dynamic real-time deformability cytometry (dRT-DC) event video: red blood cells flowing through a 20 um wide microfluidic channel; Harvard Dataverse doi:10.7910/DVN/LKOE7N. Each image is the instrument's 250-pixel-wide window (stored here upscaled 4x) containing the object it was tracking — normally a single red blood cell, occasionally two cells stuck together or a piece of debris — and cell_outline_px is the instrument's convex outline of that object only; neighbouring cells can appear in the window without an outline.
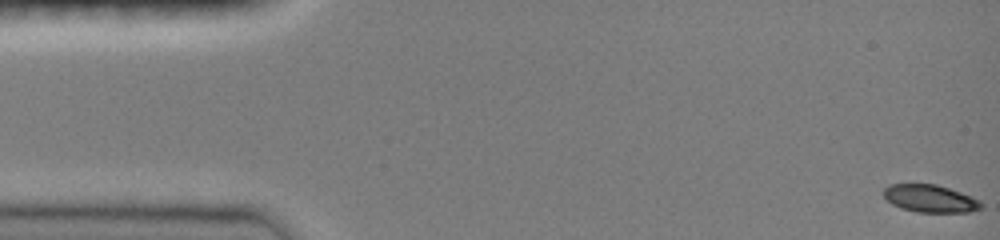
{"species": "common noctule bat (a hibernating species)", "species_latin": "Nyctalus noctula", "temperature_condition": "room temperature", "stored_images_in_passage": 49, "camera_frame_rate_fps": 3000, "um_per_image_px": 0.085, "animal": {"sex": "female", "body_mass_g": 19.0, "forearm_length_mm": 51.5}, "frame": {"image": 1, "passage_image": 1, "time_ms": 0.0, "image_size_px": [1000, 240], "cell_outline_px": [[980, 208], [968, 212], [916, 212], [900, 208], [892, 204], [884, 196], [884, 188], [892, 184], [936, 184], [960, 192], [976, 200], [980, 204]], "centroid_in_image_um": [78.99, 16.88], "position_along_channel_um": 6.0, "area_um2": 15.26}}
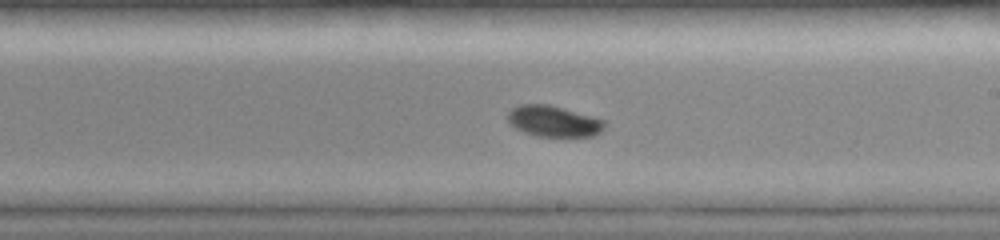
{"frame": {"image": 2, "passage_image": 28, "time_ms": 9.0, "image_size_px": [1000, 240], "cell_outline_px": [[604, 128], [600, 132], [592, 136], [536, 136], [524, 132], [516, 128], [508, 120], [508, 112], [512, 108], [520, 104], [548, 104], [604, 120]], "centroid_in_image_um": [47.03, 10.3], "position_along_channel_um": 242.0, "area_um2": 17.17}}
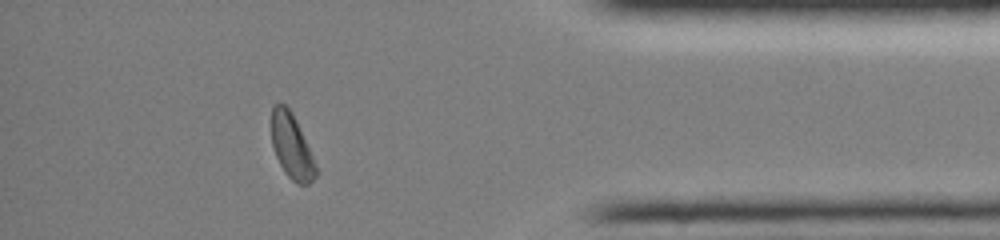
{"frame": {"image": 3, "passage_image": 42, "time_ms": 13.667, "image_size_px": [1000, 240], "cell_outline_px": [[316, 176], [308, 184], [296, 184], [284, 172], [276, 156], [272, 144], [272, 108], [276, 104], [284, 104], [292, 112], [296, 120], [312, 156], [316, 168]], "centroid_in_image_um": [24.78, 12.45], "position_along_channel_um": 410.4, "area_um2": 16.3}, "authors_computed_cell_mechanics": {"area_um2": 17.2244, "velocity_mm_per_s": 4.0611, "shape_relaxation_time_tau1_ms": 2.8353, "shape_relaxation_time_tau2_ms": null, "deformation_change_tau1": 0.1066, "deformation_change_tau2": null}}